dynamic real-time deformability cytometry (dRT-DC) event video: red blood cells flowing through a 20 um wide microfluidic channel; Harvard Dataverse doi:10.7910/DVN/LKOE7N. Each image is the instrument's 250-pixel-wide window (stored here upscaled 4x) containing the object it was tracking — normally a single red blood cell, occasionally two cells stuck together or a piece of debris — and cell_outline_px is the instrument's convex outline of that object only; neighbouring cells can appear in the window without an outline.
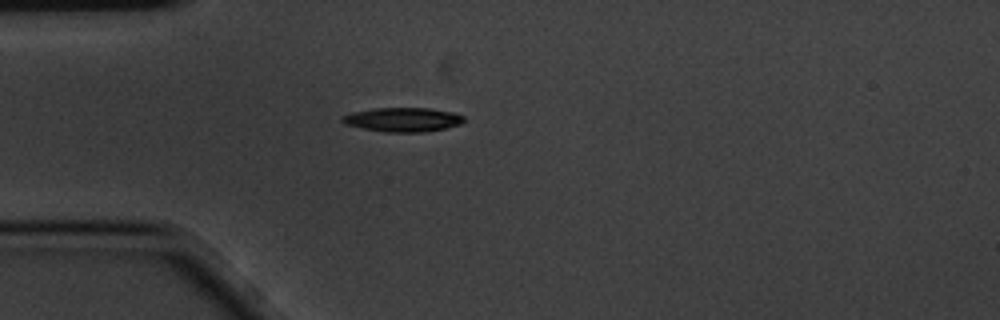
{"species": "common noctule bat (a hibernating species)", "species_latin": "Nyctalus noctula", "temperature_condition": "cold", "stored_images_in_passage": 1, "camera_frame_rate_fps": 3000, "um_per_image_px": 0.085, "animal": {"sex": "male", "body_mass_g": 20.1, "forearm_length_mm": 53.5}, "frame": {"image": 1, "passage_image": 1, "time_ms": 0.0, "image_size_px": [1000, 320], "cell_outline_px": [[464, 120], [460, 124], [448, 128], [424, 132], [384, 132], [344, 124], [340, 120], [340, 116], [352, 112], [372, 108], [428, 108], [452, 112], [464, 116]], "centroid_in_image_um": [34.21, 10.17], "position_along_channel_um": 50.8, "area_um2": 17.22}}